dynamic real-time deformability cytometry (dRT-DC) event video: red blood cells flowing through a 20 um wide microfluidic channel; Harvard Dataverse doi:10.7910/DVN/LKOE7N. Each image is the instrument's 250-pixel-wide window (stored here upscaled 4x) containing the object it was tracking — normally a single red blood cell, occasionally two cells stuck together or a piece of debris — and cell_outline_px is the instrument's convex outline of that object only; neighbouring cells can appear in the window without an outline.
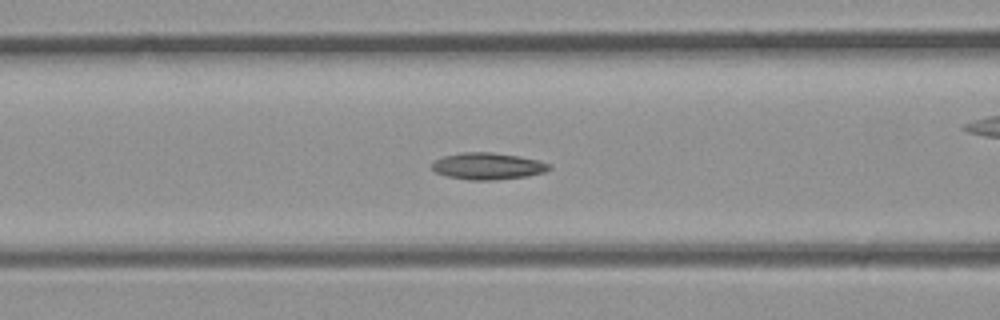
{"species": "common noctule bat (a hibernating species)", "species_latin": "Nyctalus noctula", "temperature_condition": "room temperature", "stored_images_in_passage": 32, "camera_frame_rate_fps": 3000, "um_per_image_px": 0.085, "animal": {"sex": "male", "body_mass_g": 23.1, "forearm_length_mm": 52.7}, "frame": {"image": 1, "passage_image": 14, "time_ms": 4.333, "image_size_px": [1000, 320], "cell_outline_px": [[552, 168], [544, 172], [524, 176], [496, 180], [468, 180], [448, 176], [436, 172], [432, 168], [432, 164], [436, 160], [444, 156], [464, 152], [492, 152], [516, 156], [536, 160], [552, 164]], "centroid_in_image_um": [41.47, 14.12], "position_along_channel_um": 125.1, "area_um2": 18.03}}